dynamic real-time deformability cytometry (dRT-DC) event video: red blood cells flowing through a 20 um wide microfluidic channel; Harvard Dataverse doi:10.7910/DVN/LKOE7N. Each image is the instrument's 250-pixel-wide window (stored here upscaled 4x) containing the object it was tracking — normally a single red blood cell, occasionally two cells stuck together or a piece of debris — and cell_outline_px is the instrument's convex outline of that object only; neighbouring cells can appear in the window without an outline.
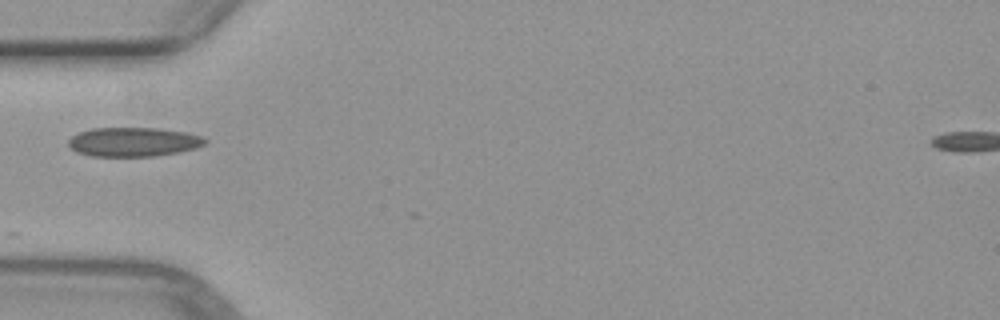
{"species": "common noctule bat (a hibernating species)", "species_latin": "Nyctalus noctula", "temperature_condition": "warm", "stored_images_in_passage": 1, "camera_frame_rate_fps": 3000, "um_per_image_px": 0.085, "animal": {"sex": "female", "body_mass_g": 29.2, "forearm_length_mm": 56.3}, "frame": {"image": 1, "passage_image": 1, "time_ms": 0.0, "image_size_px": [1000, 320], "cell_outline_px": [[208, 140], [204, 144], [196, 148], [156, 156], [92, 156], [76, 152], [68, 148], [68, 140], [72, 136], [80, 132], [92, 128], [160, 128], [184, 132], [204, 136]], "centroid_in_image_um": [11.33, 12.06], "position_along_channel_um": 73.7, "area_um2": 23.29}}